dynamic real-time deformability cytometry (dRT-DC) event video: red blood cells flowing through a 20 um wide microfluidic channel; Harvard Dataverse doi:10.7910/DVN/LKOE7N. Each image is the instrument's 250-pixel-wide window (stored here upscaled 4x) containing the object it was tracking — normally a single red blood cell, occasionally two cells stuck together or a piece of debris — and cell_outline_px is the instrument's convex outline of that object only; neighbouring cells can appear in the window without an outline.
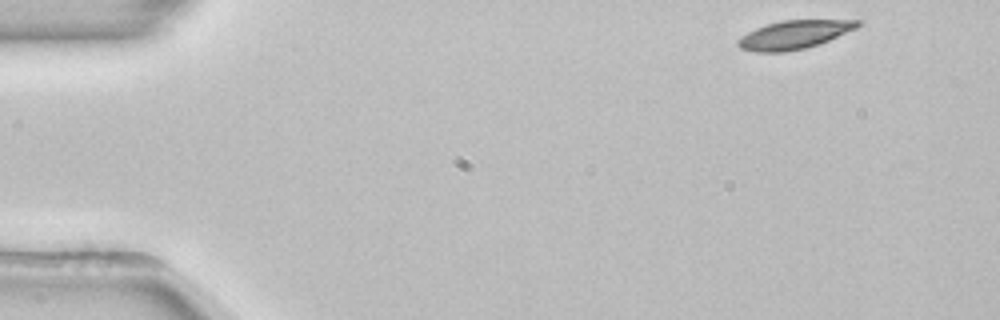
{"species": "common noctule bat (a hibernating species)", "species_latin": "Nyctalus noctula", "temperature_condition": "room temperature", "stored_images_in_passage": 50, "camera_frame_rate_fps": 3000, "um_per_image_px": 0.085, "animal": {"sex": "female", "body_mass_g": 22.7, "forearm_length_mm": 54.2}, "frame": {"image": 1, "passage_image": 1, "time_ms": 0.0, "image_size_px": [1000, 320], "cell_outline_px": [[860, 24], [856, 28], [828, 40], [804, 48], [784, 52], [756, 52], [740, 48], [736, 44], [736, 40], [740, 36], [756, 28], [768, 24], [784, 20], [860, 20]], "centroid_in_image_um": [67.44, 2.95], "position_along_channel_um": 17.6, "area_um2": 19.54}}
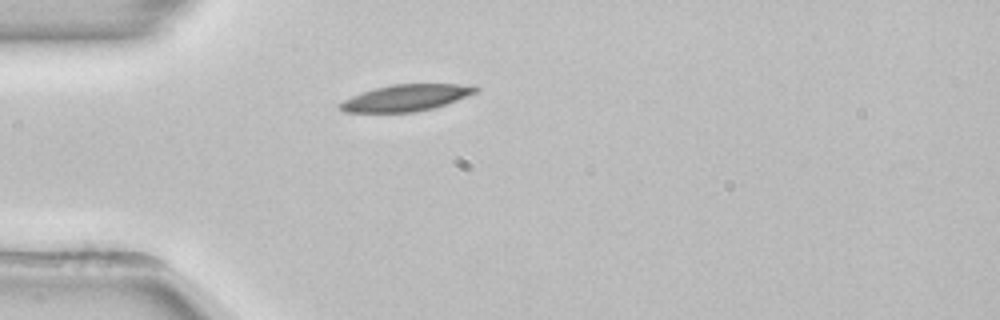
{"frame": {"image": 2, "passage_image": 11, "time_ms": 3.333, "image_size_px": [1000, 320], "cell_outline_px": [[480, 88], [476, 92], [456, 100], [432, 108], [416, 112], [344, 112], [336, 104], [352, 96], [376, 88], [392, 84], [476, 84]], "centroid_in_image_um": [34.53, 8.3], "position_along_channel_um": 50.5, "area_um2": 20.81}, "authors_computed_cell_mechanics": {"area_um2": 20.4034, "velocity_mm_per_s": 3.8203, "shape_relaxation_time_tau1_ms": 3.7623, "shape_relaxation_time_tau2_ms": null, "deformation_change_tau1": 0.1358, "deformation_change_tau2": null}}